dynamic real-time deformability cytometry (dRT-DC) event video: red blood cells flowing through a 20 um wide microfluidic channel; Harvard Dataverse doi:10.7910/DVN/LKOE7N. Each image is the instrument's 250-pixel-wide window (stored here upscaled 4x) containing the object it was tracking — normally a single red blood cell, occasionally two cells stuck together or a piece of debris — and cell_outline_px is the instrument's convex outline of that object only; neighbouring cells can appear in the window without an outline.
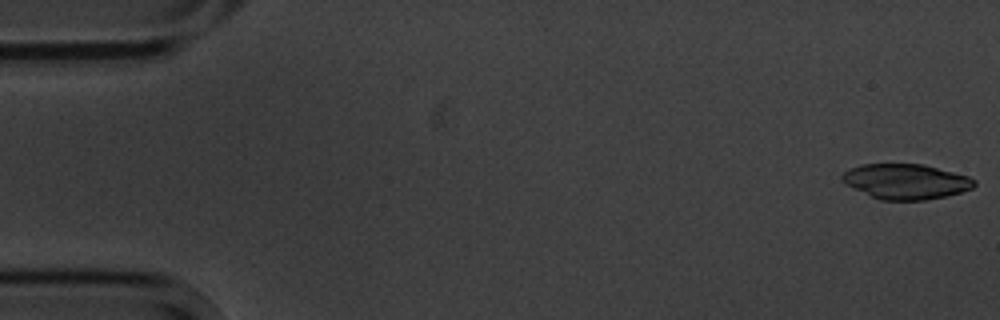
{"species": "common noctule bat (a hibernating species)", "species_latin": "Nyctalus noctula", "temperature_condition": "cold", "stored_images_in_passage": 6, "segment_of_instrument_passage": [1, 2], "camera_frame_rate_fps": 3000, "um_per_image_px": 0.085, "animal": {"sex": "male", "body_mass_g": 20.1, "forearm_length_mm": 53.5}, "frame": {"image": 1, "passage_image": 1, "time_ms": 0.0, "image_size_px": [1000, 320], "cell_outline_px": [[976, 184], [972, 188], [948, 196], [924, 200], [880, 200], [844, 184], [840, 180], [840, 176], [844, 172], [852, 168], [864, 164], [924, 164], [968, 176], [976, 180]], "centroid_in_image_um": [76.99, 15.43], "position_along_channel_um": 8.0, "area_um2": 27.11}}